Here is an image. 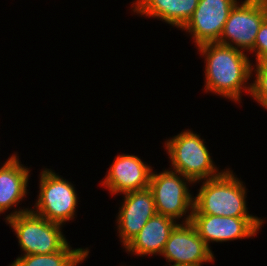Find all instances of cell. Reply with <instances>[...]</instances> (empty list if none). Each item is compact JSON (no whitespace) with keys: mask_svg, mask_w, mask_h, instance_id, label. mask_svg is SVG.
<instances>
[{"mask_svg":"<svg viewBox=\"0 0 267 266\" xmlns=\"http://www.w3.org/2000/svg\"><path fill=\"white\" fill-rule=\"evenodd\" d=\"M197 49L205 55V91L235 102L240 101L242 89L251 94L252 84L246 87L245 83L255 68L242 50L218 42L206 43Z\"/></svg>","mask_w":267,"mask_h":266,"instance_id":"cell-1","label":"cell"},{"mask_svg":"<svg viewBox=\"0 0 267 266\" xmlns=\"http://www.w3.org/2000/svg\"><path fill=\"white\" fill-rule=\"evenodd\" d=\"M228 170H224L218 177L204 180L197 196L194 197L192 214L256 217L247 212L243 182Z\"/></svg>","mask_w":267,"mask_h":266,"instance_id":"cell-2","label":"cell"},{"mask_svg":"<svg viewBox=\"0 0 267 266\" xmlns=\"http://www.w3.org/2000/svg\"><path fill=\"white\" fill-rule=\"evenodd\" d=\"M5 219L17 235L23 255L51 254L69 243L61 232L62 225L50 222L30 209L11 212Z\"/></svg>","mask_w":267,"mask_h":266,"instance_id":"cell-3","label":"cell"},{"mask_svg":"<svg viewBox=\"0 0 267 266\" xmlns=\"http://www.w3.org/2000/svg\"><path fill=\"white\" fill-rule=\"evenodd\" d=\"M165 144L173 167L171 169L186 176L193 183L218 177L224 172H218L204 139L191 130L181 132Z\"/></svg>","mask_w":267,"mask_h":266,"instance_id":"cell-4","label":"cell"},{"mask_svg":"<svg viewBox=\"0 0 267 266\" xmlns=\"http://www.w3.org/2000/svg\"><path fill=\"white\" fill-rule=\"evenodd\" d=\"M40 175L38 200L35 208L30 210L50 222L63 225L75 215L78 199L75 187L52 170L44 169Z\"/></svg>","mask_w":267,"mask_h":266,"instance_id":"cell-5","label":"cell"},{"mask_svg":"<svg viewBox=\"0 0 267 266\" xmlns=\"http://www.w3.org/2000/svg\"><path fill=\"white\" fill-rule=\"evenodd\" d=\"M186 183L193 182L173 170H164L159 174L151 172L148 188L153 194L157 214L176 221L190 210V214L186 216L183 222H191L194 198L189 193L190 190Z\"/></svg>","mask_w":267,"mask_h":266,"instance_id":"cell-6","label":"cell"},{"mask_svg":"<svg viewBox=\"0 0 267 266\" xmlns=\"http://www.w3.org/2000/svg\"><path fill=\"white\" fill-rule=\"evenodd\" d=\"M266 18L267 0L237 3L226 20L218 43L252 52L257 33Z\"/></svg>","mask_w":267,"mask_h":266,"instance_id":"cell-7","label":"cell"},{"mask_svg":"<svg viewBox=\"0 0 267 266\" xmlns=\"http://www.w3.org/2000/svg\"><path fill=\"white\" fill-rule=\"evenodd\" d=\"M162 256L173 265L201 266L214 261V254L191 222L177 224L171 231Z\"/></svg>","mask_w":267,"mask_h":266,"instance_id":"cell-8","label":"cell"},{"mask_svg":"<svg viewBox=\"0 0 267 266\" xmlns=\"http://www.w3.org/2000/svg\"><path fill=\"white\" fill-rule=\"evenodd\" d=\"M264 220L258 217H224L192 214L191 223L209 247L210 242H227L256 235Z\"/></svg>","mask_w":267,"mask_h":266,"instance_id":"cell-9","label":"cell"},{"mask_svg":"<svg viewBox=\"0 0 267 266\" xmlns=\"http://www.w3.org/2000/svg\"><path fill=\"white\" fill-rule=\"evenodd\" d=\"M237 0H199L192 17L181 28L192 34L196 46L219 42Z\"/></svg>","mask_w":267,"mask_h":266,"instance_id":"cell-10","label":"cell"},{"mask_svg":"<svg viewBox=\"0 0 267 266\" xmlns=\"http://www.w3.org/2000/svg\"><path fill=\"white\" fill-rule=\"evenodd\" d=\"M124 202L117 217L118 231L125 247L157 214L153 194L149 188L124 194Z\"/></svg>","mask_w":267,"mask_h":266,"instance_id":"cell-11","label":"cell"},{"mask_svg":"<svg viewBox=\"0 0 267 266\" xmlns=\"http://www.w3.org/2000/svg\"><path fill=\"white\" fill-rule=\"evenodd\" d=\"M107 172L101 184L114 195L125 194L148 188L152 167L135 155L122 154L115 157Z\"/></svg>","mask_w":267,"mask_h":266,"instance_id":"cell-12","label":"cell"},{"mask_svg":"<svg viewBox=\"0 0 267 266\" xmlns=\"http://www.w3.org/2000/svg\"><path fill=\"white\" fill-rule=\"evenodd\" d=\"M178 223L172 218L155 214L141 231L125 246L126 251L138 256L161 255L171 231Z\"/></svg>","mask_w":267,"mask_h":266,"instance_id":"cell-13","label":"cell"},{"mask_svg":"<svg viewBox=\"0 0 267 266\" xmlns=\"http://www.w3.org/2000/svg\"><path fill=\"white\" fill-rule=\"evenodd\" d=\"M199 0H136L133 11L182 28L192 17Z\"/></svg>","mask_w":267,"mask_h":266,"instance_id":"cell-14","label":"cell"},{"mask_svg":"<svg viewBox=\"0 0 267 266\" xmlns=\"http://www.w3.org/2000/svg\"><path fill=\"white\" fill-rule=\"evenodd\" d=\"M29 168L20 164L17 155L13 154L0 168V213L6 212L27 194ZM6 210V211H5Z\"/></svg>","mask_w":267,"mask_h":266,"instance_id":"cell-15","label":"cell"},{"mask_svg":"<svg viewBox=\"0 0 267 266\" xmlns=\"http://www.w3.org/2000/svg\"><path fill=\"white\" fill-rule=\"evenodd\" d=\"M89 249H72L69 243L51 254H30L18 257L10 266H77L89 254Z\"/></svg>","mask_w":267,"mask_h":266,"instance_id":"cell-16","label":"cell"},{"mask_svg":"<svg viewBox=\"0 0 267 266\" xmlns=\"http://www.w3.org/2000/svg\"><path fill=\"white\" fill-rule=\"evenodd\" d=\"M255 66L256 78L250 95L267 109V61L256 62Z\"/></svg>","mask_w":267,"mask_h":266,"instance_id":"cell-17","label":"cell"},{"mask_svg":"<svg viewBox=\"0 0 267 266\" xmlns=\"http://www.w3.org/2000/svg\"><path fill=\"white\" fill-rule=\"evenodd\" d=\"M256 62L267 61V18L263 21L253 47Z\"/></svg>","mask_w":267,"mask_h":266,"instance_id":"cell-18","label":"cell"}]
</instances>
